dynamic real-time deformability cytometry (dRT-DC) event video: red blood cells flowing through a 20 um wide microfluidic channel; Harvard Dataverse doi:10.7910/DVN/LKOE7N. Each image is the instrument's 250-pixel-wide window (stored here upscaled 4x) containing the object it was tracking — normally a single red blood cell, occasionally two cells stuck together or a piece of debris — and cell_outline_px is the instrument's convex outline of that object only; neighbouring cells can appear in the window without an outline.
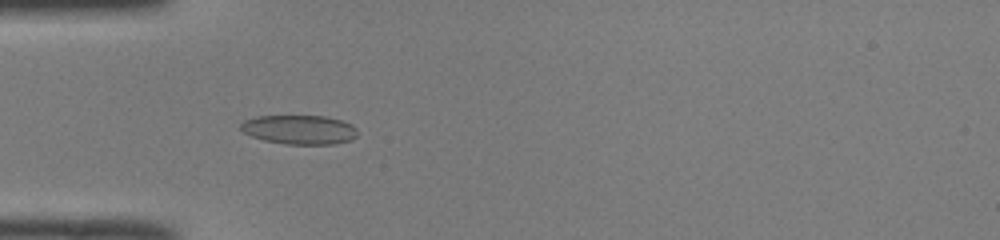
{"species": "common noctule bat (a hibernating species)", "species_latin": "Nyctalus noctula", "temperature_condition": "room temperature", "stored_images_in_passage": 35, "camera_frame_rate_fps": 3000, "um_per_image_px": 0.085, "animal": {"sex": "male", "body_mass_g": 19.0, "forearm_length_mm": 50.8}, "frame": {"image": 1, "passage_image": 1, "time_ms": 0.0, "image_size_px": [1000, 240], "cell_outline_px": [[356, 136], [352, 140], [336, 144], [284, 144], [264, 140], [252, 136], [244, 132], [240, 128], [240, 124], [244, 120], [256, 116], [324, 116], [340, 120], [352, 124], [356, 128]], "centroid_in_image_um": [25.45, 11.02], "position_along_channel_um": 59.5, "area_um2": 19.88}}
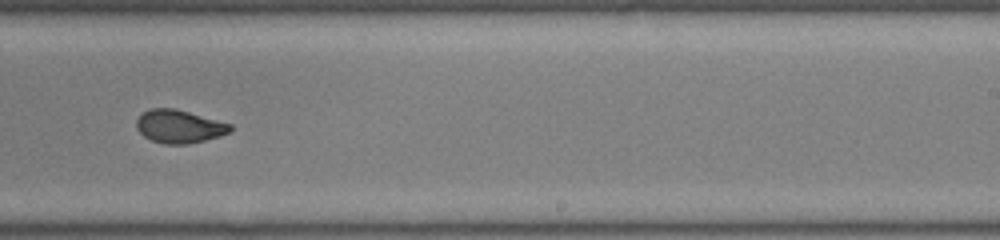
{"frame": {"image": 2, "passage_image": 17, "time_ms": 5.333, "image_size_px": [1000, 240], "cell_outline_px": [[232, 132], [220, 136], [188, 144], [164, 144], [152, 140], [144, 136], [136, 128], [136, 120], [144, 112], [152, 108], [176, 108], [232, 124]], "centroid_in_image_um": [15.26, 10.75], "position_along_channel_um": 273.7, "area_um2": 18.15}}
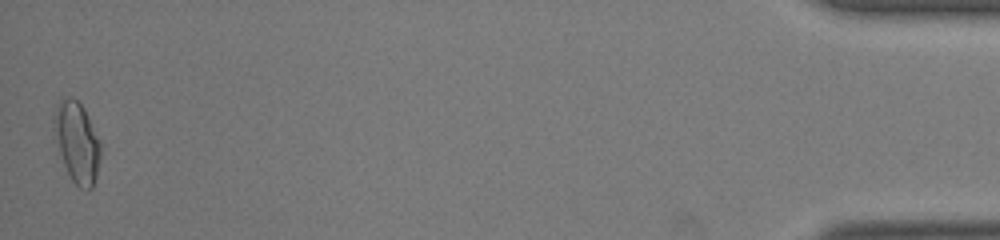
{"frame": {"image": 3, "passage_image": 35, "time_ms": 11.333, "image_size_px": [1000, 240], "cell_outline_px": [[100, 160], [96, 176], [92, 188], [88, 192], [80, 188], [72, 180], [64, 164], [60, 152], [52, 120], [60, 100], [68, 96], [72, 96], [84, 108], [100, 140]], "centroid_in_image_um": [6.57, 12.1], "position_along_channel_um": 428.6, "area_um2": 21.62}, "authors_computed_cell_mechanics": {"area_um2": 18.6116, "velocity_mm_per_s": 4.0858, "shape_relaxation_time_tau1_ms": 6.729, "shape_relaxation_time_tau2_ms": 1.1824, "deformation_change_tau1": 0.1731, "deformation_change_tau2": 0.0597}}